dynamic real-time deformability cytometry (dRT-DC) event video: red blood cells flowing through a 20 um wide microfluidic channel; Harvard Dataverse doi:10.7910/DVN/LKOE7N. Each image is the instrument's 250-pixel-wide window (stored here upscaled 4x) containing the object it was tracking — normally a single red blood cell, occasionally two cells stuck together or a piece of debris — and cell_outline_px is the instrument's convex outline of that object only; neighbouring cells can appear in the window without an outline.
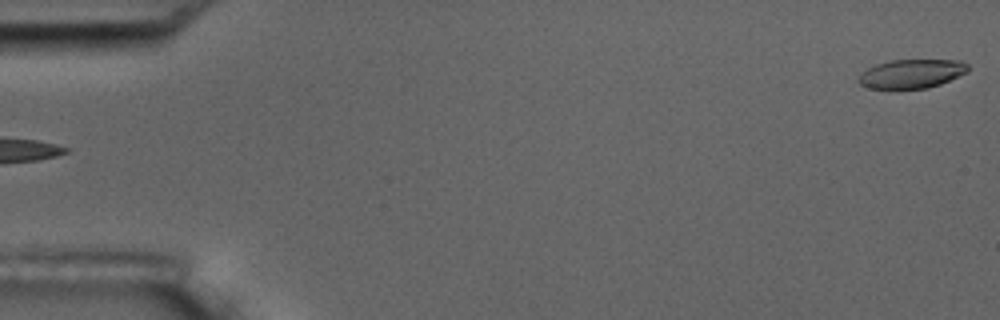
{"species": "common noctule bat (a hibernating species)", "species_latin": "Nyctalus noctula", "temperature_condition": "room temperature", "stored_images_in_passage": 5, "segment_of_instrument_passage": [2, 2], "camera_frame_rate_fps": 3000, "um_per_image_px": 0.085, "animal": {"sex": "male", "body_mass_g": 17.5, "forearm_length_mm": 52.3}, "frame": {"image": 1, "passage_image": 5, "time_ms": 6.333, "image_size_px": [1000, 320], "cell_outline_px": [[968, 72], [940, 84], [928, 88], [888, 92], [868, 88], [860, 84], [856, 80], [868, 68], [876, 64], [892, 60], [960, 60], [968, 64]], "centroid_in_image_um": [77.44, 6.32], "position_along_channel_um": 7.6, "area_um2": 19.13}}